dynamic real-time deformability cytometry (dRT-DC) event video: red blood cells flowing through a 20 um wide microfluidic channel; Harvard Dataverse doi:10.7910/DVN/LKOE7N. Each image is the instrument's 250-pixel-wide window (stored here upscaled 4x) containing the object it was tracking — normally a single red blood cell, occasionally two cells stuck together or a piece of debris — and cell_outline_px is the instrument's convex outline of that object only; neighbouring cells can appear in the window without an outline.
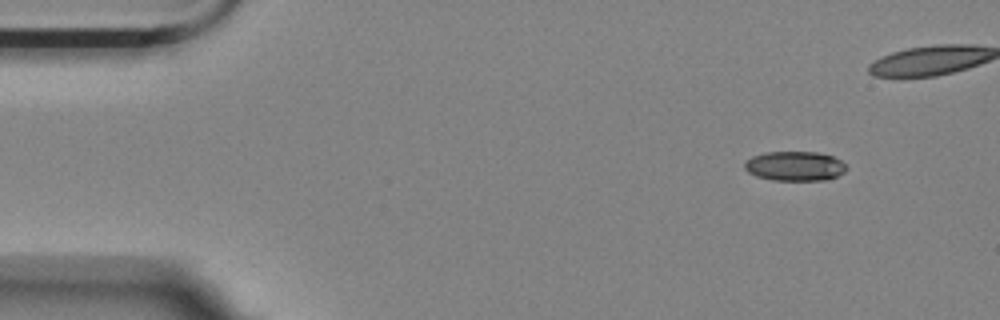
{"species": "Egyptian fruit bat (a non-hibernating species)", "species_latin": "Rousettus aegyptiacus", "temperature_condition": "room temperature", "stored_images_in_passage": 5, "camera_frame_rate_fps": 3000, "um_per_image_px": 0.085, "animal": {"sex": "female"}, "frame": {"image": 1, "passage_image": 1, "time_ms": 0.0, "image_size_px": [1000, 320], "cell_outline_px": [[848, 168], [844, 172], [836, 176], [824, 180], [772, 180], [756, 176], [748, 172], [744, 168], [744, 164], [752, 156], [764, 152], [816, 152], [832, 156], [840, 160]], "centroid_in_image_um": [67.55, 14.11], "position_along_channel_um": 17.5, "area_um2": 17.46}}